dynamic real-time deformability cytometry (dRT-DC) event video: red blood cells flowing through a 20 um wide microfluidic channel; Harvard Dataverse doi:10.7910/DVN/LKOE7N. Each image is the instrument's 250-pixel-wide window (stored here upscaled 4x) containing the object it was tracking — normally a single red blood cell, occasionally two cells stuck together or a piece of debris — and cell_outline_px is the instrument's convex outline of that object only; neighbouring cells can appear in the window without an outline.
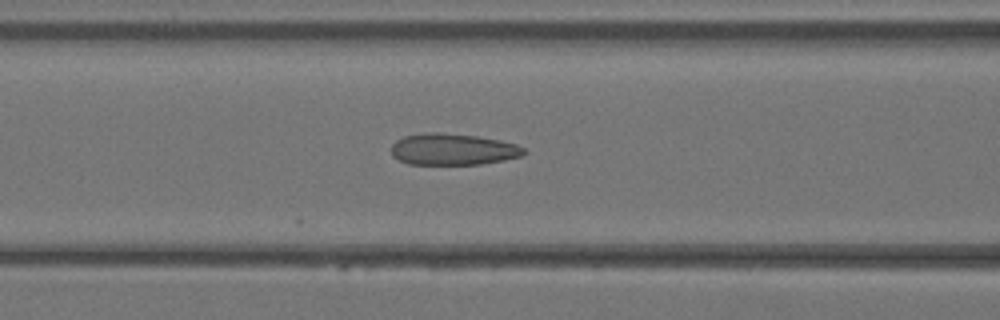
{"species": "Egyptian fruit bat (a non-hibernating species)", "species_latin": "Rousettus aegyptiacus", "temperature_condition": "warm", "stored_images_in_passage": 32, "camera_frame_rate_fps": 3000, "um_per_image_px": 0.085, "animal": {"sex": "female"}, "frame": {"image": 1, "passage_image": 15, "time_ms": 4.667, "image_size_px": [1000, 320], "cell_outline_px": [[528, 152], [520, 156], [504, 160], [480, 164], [408, 164], [392, 156], [392, 144], [396, 140], [404, 136], [424, 132], [440, 132], [476, 136], [500, 140], [516, 144], [524, 148]], "centroid_in_image_um": [38.49, 12.68], "position_along_channel_um": 128.1, "area_um2": 24.39}}
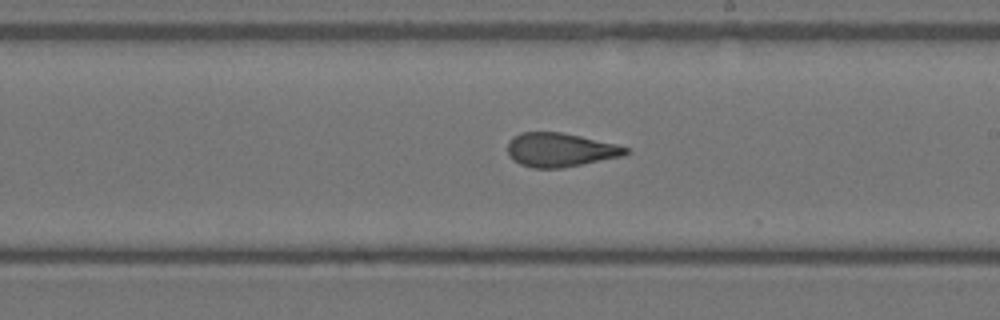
{"frame": {"image": 2, "passage_image": 21, "time_ms": 6.667, "image_size_px": [1000, 320], "cell_outline_px": [[632, 152], [624, 156], [560, 168], [532, 168], [520, 164], [508, 152], [508, 140], [512, 136], [520, 132], [560, 132], [580, 136], [616, 144], [628, 148]], "centroid_in_image_um": [47.63, 12.73], "position_along_channel_um": 241.4, "area_um2": 23.24}}
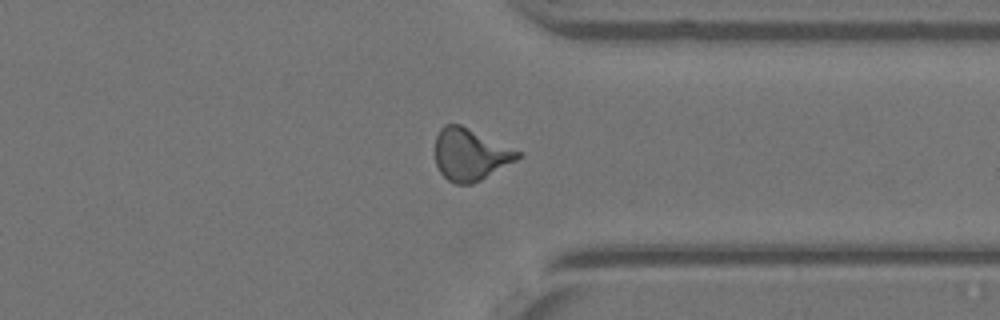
{"frame": {"image": 3, "passage_image": 28, "time_ms": 9.0, "image_size_px": [1000, 320], "cell_outline_px": [[520, 156], [516, 160], [480, 180], [472, 184], [456, 184], [448, 180], [440, 172], [436, 164], [436, 136], [440, 128], [444, 124], [460, 124], [520, 152]], "centroid_in_image_um": [39.93, 13.13], "position_along_channel_um": 371.5, "area_um2": 24.51}}